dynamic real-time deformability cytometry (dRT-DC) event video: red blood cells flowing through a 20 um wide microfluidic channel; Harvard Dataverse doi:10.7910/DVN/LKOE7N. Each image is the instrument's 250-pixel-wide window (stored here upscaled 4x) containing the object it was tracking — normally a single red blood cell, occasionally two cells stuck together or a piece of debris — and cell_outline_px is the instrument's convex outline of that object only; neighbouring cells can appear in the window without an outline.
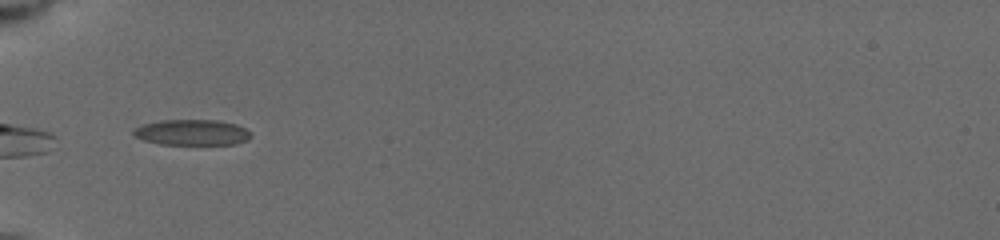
{"species": "common noctule bat (a hibernating species)", "species_latin": "Nyctalus noctula", "temperature_condition": "cold", "stored_images_in_passage": 28, "camera_frame_rate_fps": 3000, "um_per_image_px": 0.085, "animal": {"sex": "female", "body_mass_g": 19.5, "forearm_length_mm": 54.1}, "frame": {"image": 1, "passage_image": 1, "time_ms": 0.0, "image_size_px": [1000, 240], "cell_outline_px": [[252, 136], [248, 140], [236, 144], [160, 144], [144, 140], [132, 136], [132, 132], [136, 128], [144, 124], [160, 120], [216, 120], [236, 124], [252, 132]], "centroid_in_image_um": [16.34, 11.25], "position_along_channel_um": 68.7, "area_um2": 17.63}}